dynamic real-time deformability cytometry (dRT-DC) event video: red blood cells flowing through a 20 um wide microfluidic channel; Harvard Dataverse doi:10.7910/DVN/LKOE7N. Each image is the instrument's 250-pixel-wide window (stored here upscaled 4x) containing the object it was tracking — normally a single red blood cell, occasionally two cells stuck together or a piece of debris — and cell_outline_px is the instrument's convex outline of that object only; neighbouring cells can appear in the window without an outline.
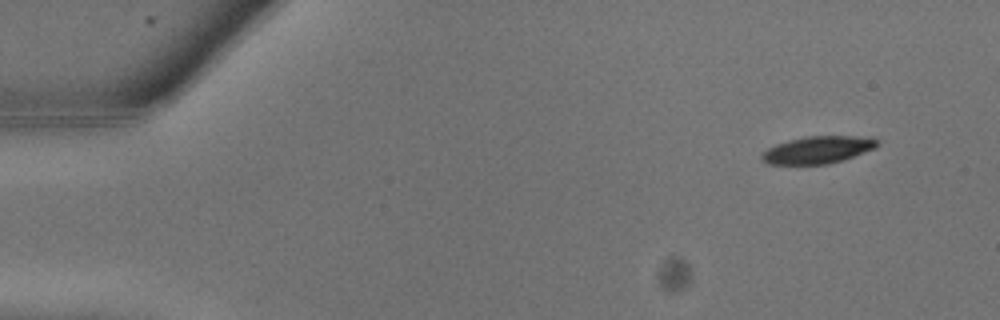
{"species": "common noctule bat (a hibernating species)", "species_latin": "Nyctalus noctula", "temperature_condition": "warm", "stored_images_in_passage": 25, "camera_frame_rate_fps": 3000, "um_per_image_px": 0.085, "animal": {"sex": "male", "body_mass_g": 13.3}, "frame": {"image": 1, "passage_image": 2, "time_ms": 0.333, "image_size_px": [1000, 320], "cell_outline_px": [[880, 144], [876, 148], [844, 160], [828, 164], [768, 164], [760, 160], [760, 156], [768, 148], [776, 144], [788, 140], [804, 136], [872, 136], [880, 140]], "centroid_in_image_um": [69.57, 12.72], "position_along_channel_um": 15.4, "area_um2": 18.73}}
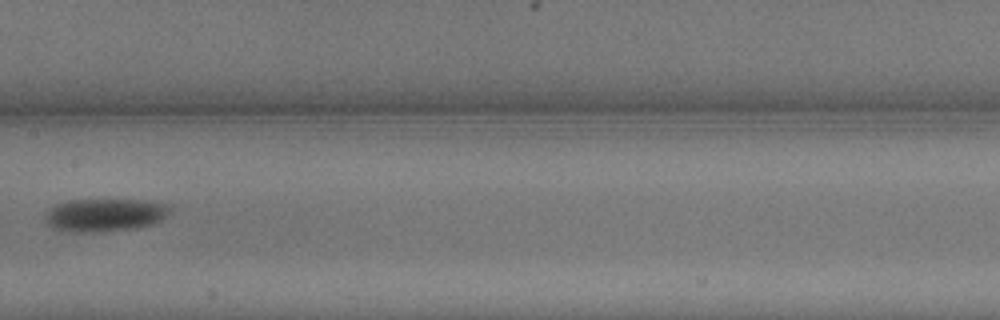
{"frame": {"image": 2, "passage_image": 13, "time_ms": 4.0, "image_size_px": [1000, 320], "cell_outline_px": [[172, 208], [160, 220], [152, 224], [128, 228], [96, 232], [68, 232], [52, 228], [48, 224], [44, 216], [48, 208], [56, 204], [68, 200], [144, 200], [168, 204]], "centroid_in_image_um": [8.84, 18.26], "position_along_channel_um": 198.6, "area_um2": 23.81}}
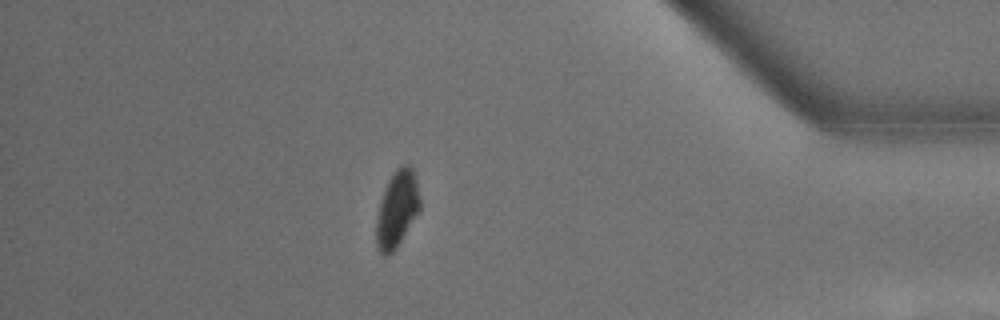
{"frame": {"image": 3, "passage_image": 22, "time_ms": 7.0, "image_size_px": [1000, 320], "cell_outline_px": [[420, 212], [396, 248], [388, 256], [384, 256], [376, 248], [376, 220], [380, 200], [388, 180], [396, 168], [400, 164], [408, 164], [412, 168], [416, 180], [420, 200]], "centroid_in_image_um": [33.74, 17.78], "position_along_channel_um": 401.5, "area_um2": 19.71}}